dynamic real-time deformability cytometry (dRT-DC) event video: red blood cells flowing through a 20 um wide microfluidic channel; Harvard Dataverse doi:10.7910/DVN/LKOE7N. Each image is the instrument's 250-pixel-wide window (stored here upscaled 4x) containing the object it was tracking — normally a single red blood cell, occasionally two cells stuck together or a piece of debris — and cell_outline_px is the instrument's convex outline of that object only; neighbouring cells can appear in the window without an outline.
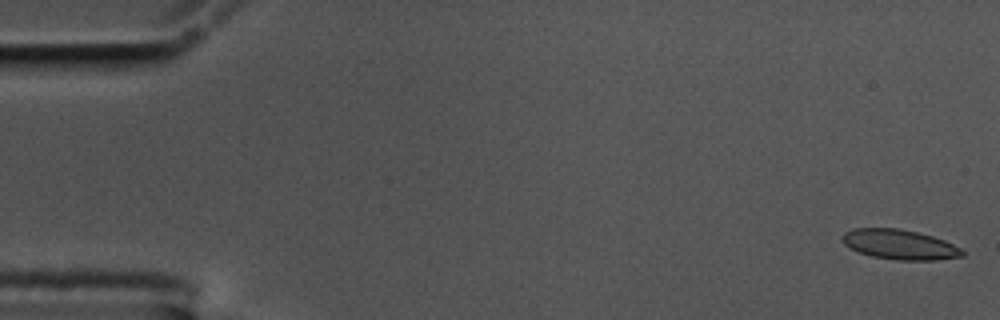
{"species": "common noctule bat (a hibernating species)", "species_latin": "Nyctalus noctula", "temperature_condition": "cold", "stored_images_in_passage": 58, "camera_frame_rate_fps": 3000, "um_per_image_px": 0.085, "animal": {"sex": "male", "body_mass_g": 17.5, "forearm_length_mm": 52.3}, "frame": {"image": 1, "passage_image": 1, "time_ms": 0.0, "image_size_px": [1000, 320], "cell_outline_px": [[964, 256], [936, 260], [896, 260], [872, 256], [860, 252], [844, 244], [840, 240], [840, 236], [844, 232], [852, 228], [900, 228], [932, 236], [944, 240], [960, 248], [964, 252]], "centroid_in_image_um": [76.44, 20.77], "position_along_channel_um": 8.6, "area_um2": 20.92}}
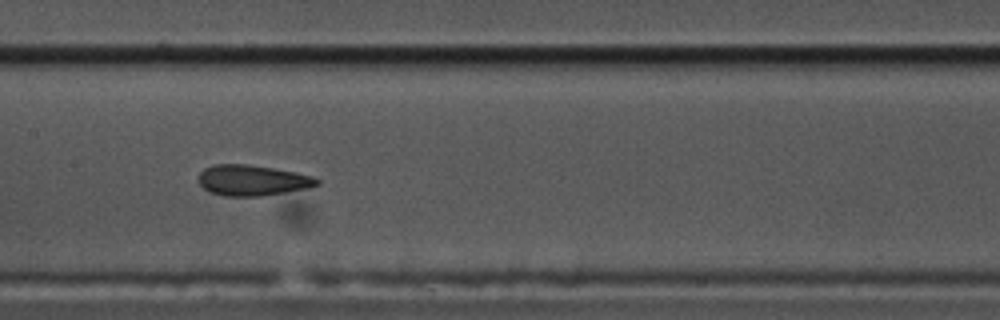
{"frame": {"image": 2, "passage_image": 28, "time_ms": 9.0, "image_size_px": [1000, 320], "cell_outline_px": [[320, 184], [304, 188], [284, 192], [260, 196], [224, 196], [212, 192], [204, 188], [200, 184], [200, 172], [204, 168], [216, 164], [248, 164], [296, 172], [312, 176], [320, 180]], "centroid_in_image_um": [21.45, 15.32], "position_along_channel_um": 186.0, "area_um2": 20.87}}
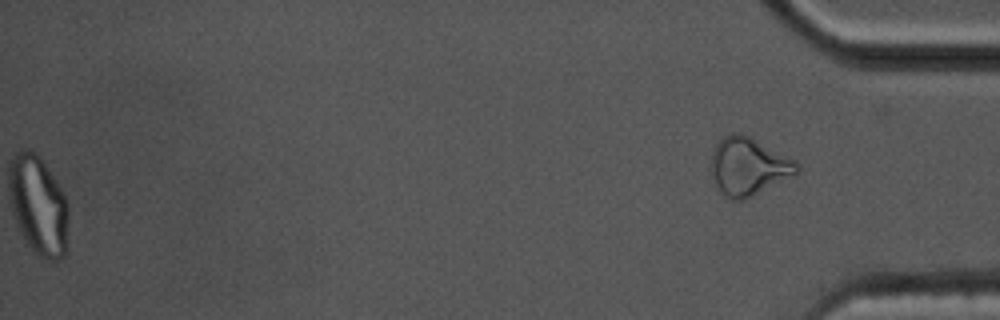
{"frame": {"image": 3, "passage_image": 58, "time_ms": 19.0, "image_size_px": [1000, 320], "cell_outline_px": [[800, 172], [740, 200], [732, 200], [720, 192], [712, 180], [712, 152], [716, 144], [724, 136], [732, 132], [740, 132], [796, 160], [800, 164]], "centroid_in_image_um": [63.6, 14.12], "position_along_channel_um": 371.6, "area_um2": 28.44}, "authors_computed_cell_mechanics": {"area_um2": 21.6172, "velocity_mm_per_s": 3.462, "shape_relaxation_time_tau1_ms": 10.5195, "shape_relaxation_time_tau2_ms": 1.8115, "deformation_change_tau1": 0.2299, "deformation_change_tau2": 0.0839}}